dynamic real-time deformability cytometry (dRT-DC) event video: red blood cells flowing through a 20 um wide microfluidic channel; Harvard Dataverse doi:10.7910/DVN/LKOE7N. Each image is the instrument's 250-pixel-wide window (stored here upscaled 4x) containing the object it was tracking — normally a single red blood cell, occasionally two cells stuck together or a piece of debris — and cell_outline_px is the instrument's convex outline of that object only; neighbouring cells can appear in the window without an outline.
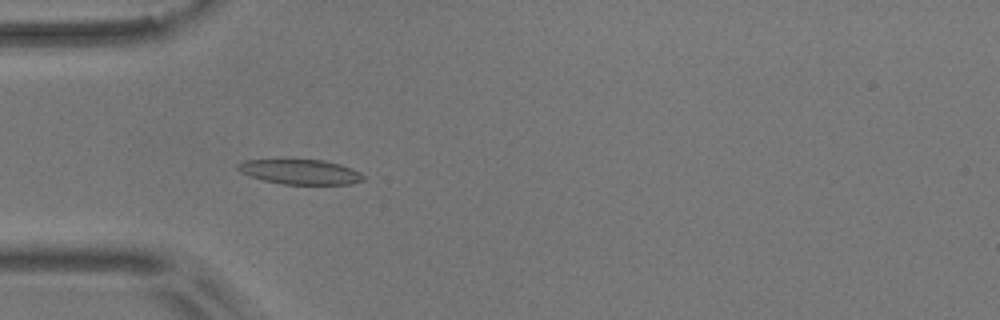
{"species": "common noctule bat (a hibernating species)", "species_latin": "Nyctalus noctula", "temperature_condition": "room temperature", "stored_images_in_passage": 43, "camera_frame_rate_fps": 3000, "um_per_image_px": 0.085, "animal": {"sex": "male", "body_mass_g": 17.9}, "frame": {"image": 1, "passage_image": 10, "time_ms": 3.0, "image_size_px": [1000, 320], "cell_outline_px": [[364, 180], [352, 184], [280, 184], [264, 180], [240, 172], [236, 168], [236, 164], [244, 160], [276, 156], [280, 156], [324, 160], [340, 164], [352, 168], [360, 172], [364, 176]], "centroid_in_image_um": [25.44, 14.54], "position_along_channel_um": 59.6, "area_um2": 19.36}}
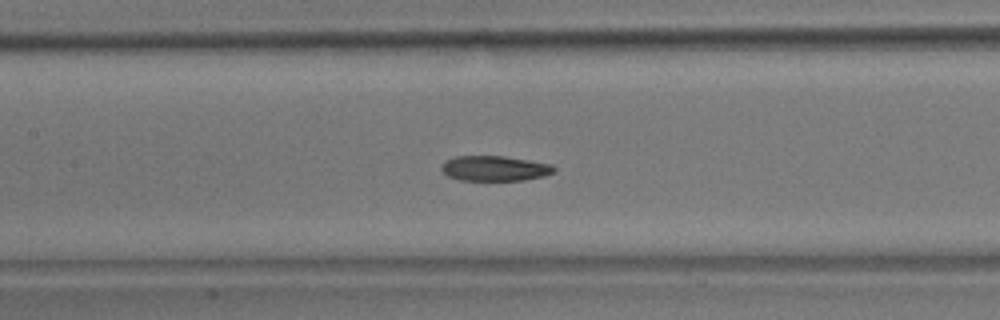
{"frame": {"image": 2, "passage_image": 19, "time_ms": 6.0, "image_size_px": [1000, 320], "cell_outline_px": [[556, 172], [544, 176], [524, 180], [460, 180], [448, 176], [440, 168], [440, 164], [444, 160], [456, 156], [504, 156], [552, 164], [556, 168]], "centroid_in_image_um": [42.04, 14.31], "position_along_channel_um": 165.4, "area_um2": 16.65}}
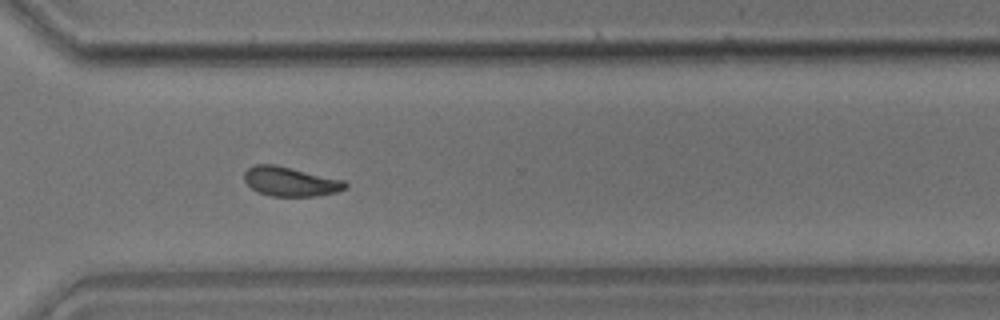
{"frame": {"image": 3, "passage_image": 34, "time_ms": 11.0, "image_size_px": [1000, 320], "cell_outline_px": [[348, 188], [336, 192], [316, 196], [272, 196], [256, 192], [244, 180], [244, 172], [248, 168], [256, 164], [276, 164], [344, 180], [348, 184]], "centroid_in_image_um": [24.69, 15.43], "position_along_channel_um": 345.9, "area_um2": 17.4}, "authors_computed_cell_mechanics": {"area_um2": 17.7446, "velocity_mm_per_s": 3.6191, "shape_relaxation_time_tau1_ms": 5.2398, "shape_relaxation_time_tau2_ms": 4.6775, "deformation_change_tau1": 0.1362, "deformation_change_tau2": 0.1062}}